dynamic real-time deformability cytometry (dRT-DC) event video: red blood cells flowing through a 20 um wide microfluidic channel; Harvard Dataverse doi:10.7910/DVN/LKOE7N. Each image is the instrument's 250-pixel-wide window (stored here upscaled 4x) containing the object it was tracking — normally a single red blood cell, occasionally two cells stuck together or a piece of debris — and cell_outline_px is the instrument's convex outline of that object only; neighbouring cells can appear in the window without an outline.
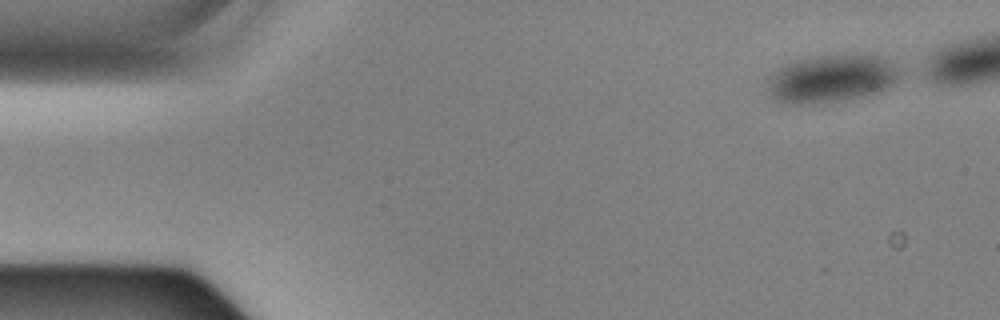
{"species": "Egyptian fruit bat (a non-hibernating species)", "species_latin": "Rousettus aegyptiacus", "temperature_condition": "cold", "stored_images_in_passage": 16, "camera_frame_rate_fps": 3000, "um_per_image_px": 0.085, "animal": {"sex": "male"}, "frame": {"image": 1, "passage_image": 1, "time_ms": 0.0, "image_size_px": [1000, 320], "cell_outline_px": [[904, 68], [900, 76], [892, 84], [880, 92], [860, 96], [836, 100], [804, 104], [788, 104], [776, 100], [772, 96], [768, 88], [768, 76], [776, 68], [784, 64], [796, 60], [812, 56], [880, 56]], "centroid_in_image_um": [70.67, 6.67], "position_along_channel_um": 14.3, "area_um2": 36.53}}